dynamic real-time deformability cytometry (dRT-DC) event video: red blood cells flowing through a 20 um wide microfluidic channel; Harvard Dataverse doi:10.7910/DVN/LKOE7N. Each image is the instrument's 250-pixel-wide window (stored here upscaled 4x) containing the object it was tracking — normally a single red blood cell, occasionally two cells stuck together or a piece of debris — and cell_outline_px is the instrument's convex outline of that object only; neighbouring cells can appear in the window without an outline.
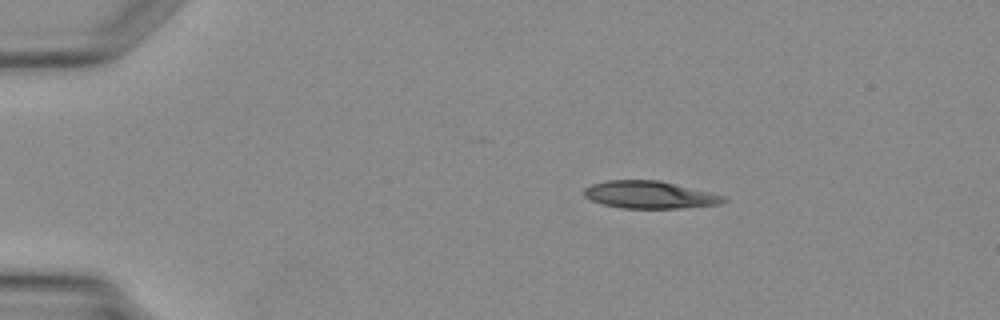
{"species": "Egyptian fruit bat (a non-hibernating species)", "species_latin": "Rousettus aegyptiacus", "temperature_condition": "warm", "stored_images_in_passage": 31, "camera_frame_rate_fps": 3000, "um_per_image_px": 0.085, "animal": {"sex": "female"}, "frame": {"image": 1, "passage_image": 1, "time_ms": 0.0, "image_size_px": [1000, 320], "cell_outline_px": [[728, 200], [720, 204], [680, 208], [620, 208], [604, 204], [592, 200], [584, 196], [584, 188], [592, 184], [608, 180], [660, 180], [724, 196]], "centroid_in_image_um": [55.21, 16.55], "position_along_channel_um": 29.8, "area_um2": 22.08}}
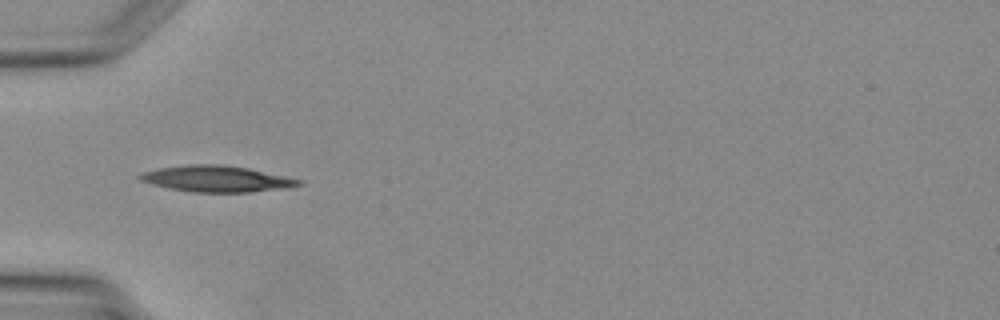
{"frame": {"image": 2, "passage_image": 7, "time_ms": 2.0, "image_size_px": [1000, 320], "cell_outline_px": [[304, 184], [288, 188], [248, 192], [192, 192], [168, 188], [152, 184], [140, 180], [136, 176], [144, 172], [160, 168], [188, 164], [220, 164], [248, 168], [304, 180]], "centroid_in_image_um": [18.45, 15.2], "position_along_channel_um": 66.6, "area_um2": 24.28}}
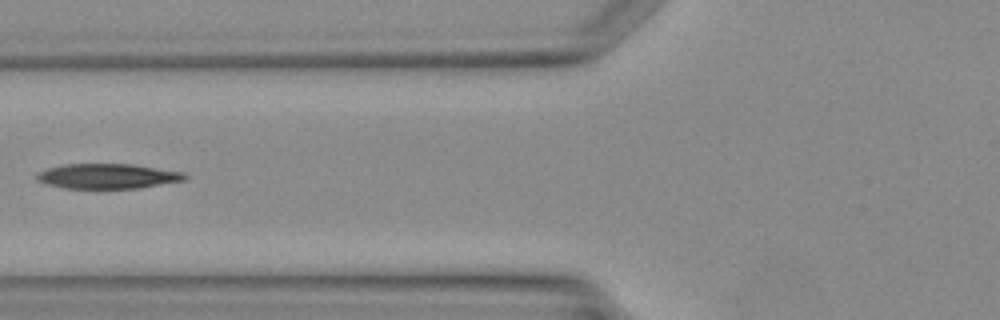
{"frame": {"image": 3, "passage_image": 10, "time_ms": 3.0, "image_size_px": [1000, 320], "cell_outline_px": [[188, 176], [184, 180], [140, 188], [64, 188], [48, 184], [36, 180], [36, 172], [48, 168], [64, 164], [136, 164], [184, 172]], "centroid_in_image_um": [9.16, 14.96], "position_along_channel_um": 116.6, "area_um2": 21.62}}